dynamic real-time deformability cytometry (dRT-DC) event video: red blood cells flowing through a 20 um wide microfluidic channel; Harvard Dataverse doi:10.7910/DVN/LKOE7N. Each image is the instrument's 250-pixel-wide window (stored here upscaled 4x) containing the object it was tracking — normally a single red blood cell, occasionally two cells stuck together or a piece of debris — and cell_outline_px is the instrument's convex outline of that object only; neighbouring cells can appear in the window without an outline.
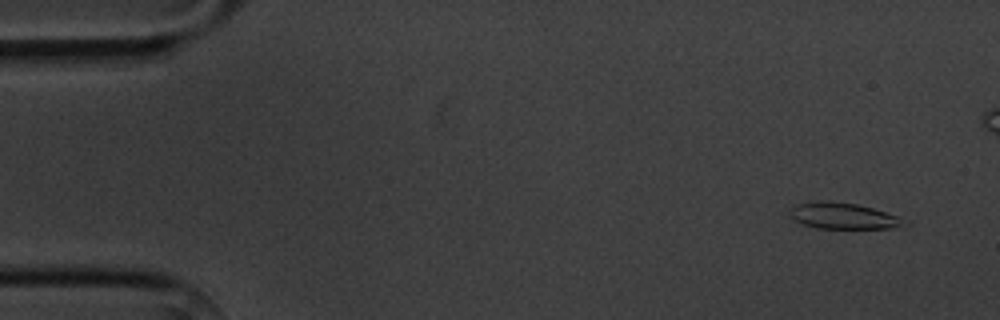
{"species": "common noctule bat (a hibernating species)", "species_latin": "Nyctalus noctula", "temperature_condition": "cold", "stored_images_in_passage": 6, "camera_frame_rate_fps": 3000, "um_per_image_px": 0.085, "animal": {"sex": "male", "body_mass_g": 20.1, "forearm_length_mm": 53.5}, "frame": {"image": 1, "passage_image": 1, "time_ms": 0.0, "image_size_px": [1000, 320], "cell_outline_px": [[912, 224], [888, 228], [816, 228], [792, 220], [788, 212], [792, 208], [800, 204], [820, 200], [832, 200], [856, 204], [872, 208], [900, 216], [908, 220]], "centroid_in_image_um": [71.72, 18.35], "position_along_channel_um": 13.3, "area_um2": 17.63}}
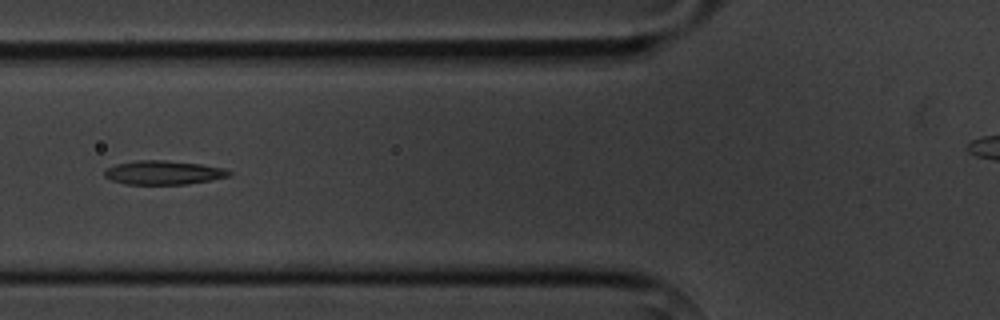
{"frame": {"image": 2, "passage_image": 6, "time_ms": 5.667, "image_size_px": [1000, 320], "cell_outline_px": [[232, 176], [212, 180], [188, 184], [124, 184], [112, 180], [104, 176], [104, 172], [108, 168], [116, 164], [136, 160], [164, 160], [200, 164], [224, 168], [232, 172]], "centroid_in_image_um": [13.93, 14.67], "position_along_channel_um": 111.9, "area_um2": 17.4}}